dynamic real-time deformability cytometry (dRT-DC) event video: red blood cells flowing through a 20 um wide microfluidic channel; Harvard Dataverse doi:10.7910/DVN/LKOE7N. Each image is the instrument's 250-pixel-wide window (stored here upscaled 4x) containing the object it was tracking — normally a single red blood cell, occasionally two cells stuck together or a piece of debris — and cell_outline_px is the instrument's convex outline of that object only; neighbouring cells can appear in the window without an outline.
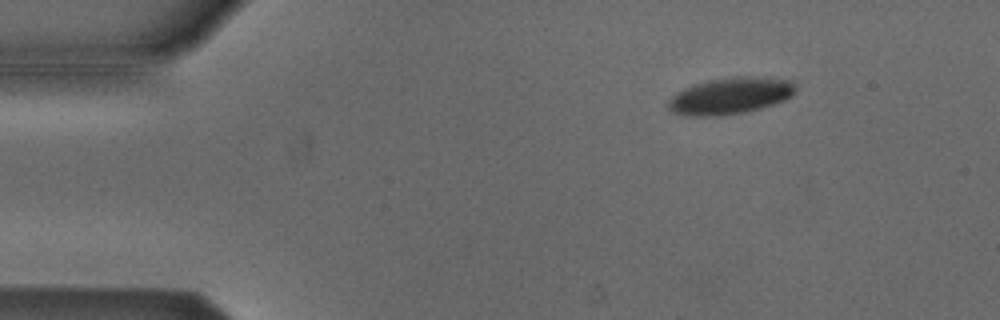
{"species": "Egyptian fruit bat (a non-hibernating species)", "species_latin": "Rousettus aegyptiacus", "temperature_condition": "cold", "stored_images_in_passage": 10, "camera_frame_rate_fps": 3000, "um_per_image_px": 0.085, "animal": {"sex": "male"}, "frame": {"image": 1, "passage_image": 2, "time_ms": 0.333, "image_size_px": [1000, 320], "cell_outline_px": [[796, 92], [792, 96], [784, 100], [760, 108], [744, 112], [716, 116], [684, 116], [672, 112], [668, 108], [668, 100], [676, 92], [692, 84], [708, 80], [736, 76], [752, 76], [792, 80], [796, 88]], "centroid_in_image_um": [62.05, 8.14], "position_along_channel_um": 22.9, "area_um2": 27.34}}